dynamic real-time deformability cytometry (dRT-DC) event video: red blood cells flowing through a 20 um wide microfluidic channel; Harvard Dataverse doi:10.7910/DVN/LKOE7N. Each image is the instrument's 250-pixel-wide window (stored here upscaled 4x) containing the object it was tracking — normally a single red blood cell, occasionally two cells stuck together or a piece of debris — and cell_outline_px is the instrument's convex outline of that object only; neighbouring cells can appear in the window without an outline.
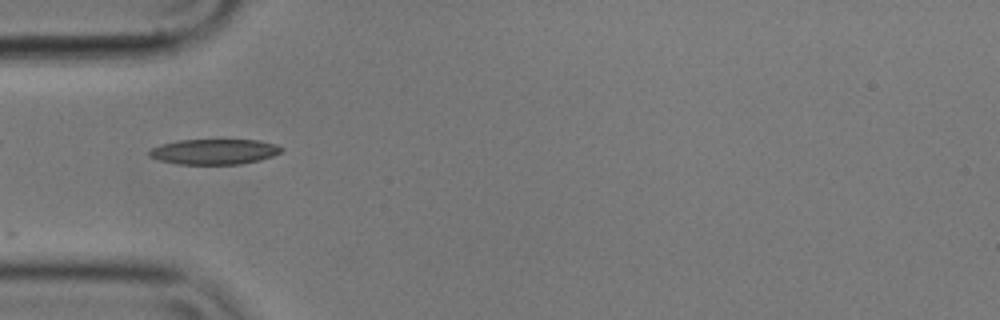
{"species": "common noctule bat (a hibernating species)", "species_latin": "Nyctalus noctula", "temperature_condition": "cold", "stored_images_in_passage": 7, "camera_frame_rate_fps": 3000, "um_per_image_px": 0.085, "animal": {"sex": "male", "body_mass_g": 17.9}, "frame": {"image": 1, "passage_image": 4, "time_ms": 1.0, "image_size_px": [1000, 320], "cell_outline_px": [[284, 148], [280, 152], [272, 156], [260, 160], [240, 164], [176, 164], [160, 160], [148, 156], [148, 152], [152, 148], [164, 144], [180, 140], [260, 140], [276, 144]], "centroid_in_image_um": [18.23, 12.89], "position_along_channel_um": 66.8, "area_um2": 19.42}}